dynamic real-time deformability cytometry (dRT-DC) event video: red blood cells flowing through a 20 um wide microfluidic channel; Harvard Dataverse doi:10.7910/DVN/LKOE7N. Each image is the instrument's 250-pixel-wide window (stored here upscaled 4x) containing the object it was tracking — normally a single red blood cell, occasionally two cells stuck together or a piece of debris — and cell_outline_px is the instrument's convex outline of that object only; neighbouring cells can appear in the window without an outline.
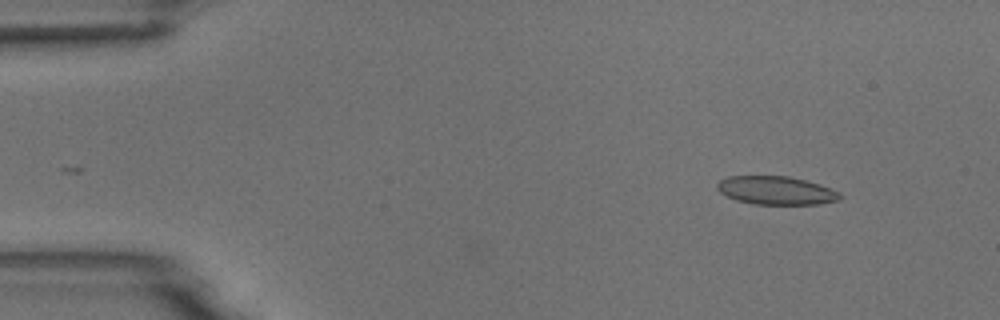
{"species": "common noctule bat (a hibernating species)", "species_latin": "Nyctalus noctula", "temperature_condition": "room temperature", "stored_images_in_passage": 3, "camera_frame_rate_fps": 3000, "um_per_image_px": 0.085, "animal": {"sex": "male", "body_mass_g": 18.8}, "frame": {"image": 1, "passage_image": 3, "time_ms": 3.0, "image_size_px": [1000, 320], "cell_outline_px": [[840, 200], [820, 204], [752, 204], [736, 200], [720, 192], [716, 188], [716, 184], [720, 180], [728, 176], [788, 176], [820, 184], [840, 192]], "centroid_in_image_um": [65.96, 16.19], "position_along_channel_um": 19.0, "area_um2": 20.29}}